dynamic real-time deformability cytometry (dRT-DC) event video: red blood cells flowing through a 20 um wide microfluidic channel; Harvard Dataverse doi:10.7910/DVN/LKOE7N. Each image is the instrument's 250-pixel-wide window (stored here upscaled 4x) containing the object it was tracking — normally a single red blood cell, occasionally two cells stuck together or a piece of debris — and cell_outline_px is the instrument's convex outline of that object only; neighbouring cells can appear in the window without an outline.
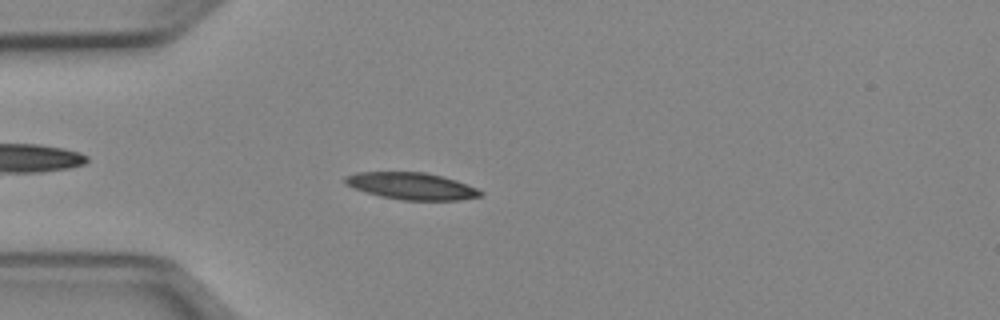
{"species": "Egyptian fruit bat (a non-hibernating species)", "species_latin": "Rousettus aegyptiacus", "temperature_condition": "cold", "stored_images_in_passage": 44, "camera_frame_rate_fps": 3000, "um_per_image_px": 0.085, "animal": {"sex": "female"}, "frame": {"image": 1, "passage_image": 7, "time_ms": 2.0, "image_size_px": [1000, 320], "cell_outline_px": [[484, 192], [480, 196], [460, 200], [404, 200], [380, 196], [352, 188], [344, 184], [344, 176], [356, 172], [424, 172], [456, 180], [476, 188]], "centroid_in_image_um": [34.94, 15.81], "position_along_channel_um": 50.1, "area_um2": 21.21}}
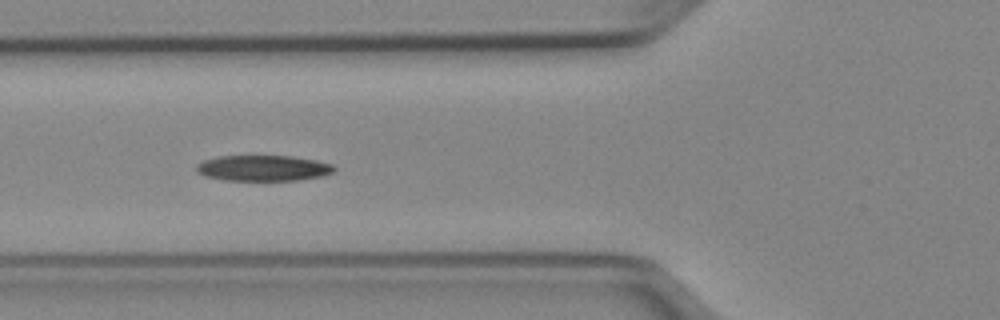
{"frame": {"image": 2, "passage_image": 12, "time_ms": 3.667, "image_size_px": [1000, 320], "cell_outline_px": [[336, 168], [332, 172], [320, 176], [300, 180], [224, 180], [204, 176], [196, 172], [196, 164], [204, 160], [216, 156], [292, 156], [316, 160], [332, 164]], "centroid_in_image_um": [22.33, 14.28], "position_along_channel_um": 103.5, "area_um2": 20.69}}
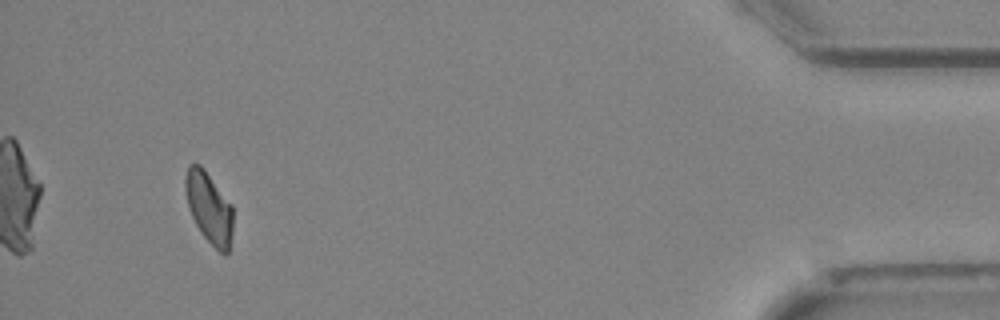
{"frame": {"image": 3, "passage_image": 41, "time_ms": 13.333, "image_size_px": [1000, 320], "cell_outline_px": [[232, 236], [228, 252], [224, 256], [200, 232], [188, 208], [184, 188], [184, 176], [188, 164], [200, 164], [204, 168], [232, 204]], "centroid_in_image_um": [17.75, 17.62], "position_along_channel_um": 417.4, "area_um2": 19.94}, "authors_computed_cell_mechanics": {"area_um2": 21.0103, "velocity_mm_per_s": 3.9701, "shape_relaxation_time_tau1_ms": 8.4131, "shape_relaxation_time_tau2_ms": 5.0792, "deformation_change_tau1": 0.1798, "deformation_change_tau2": 0.1133}}